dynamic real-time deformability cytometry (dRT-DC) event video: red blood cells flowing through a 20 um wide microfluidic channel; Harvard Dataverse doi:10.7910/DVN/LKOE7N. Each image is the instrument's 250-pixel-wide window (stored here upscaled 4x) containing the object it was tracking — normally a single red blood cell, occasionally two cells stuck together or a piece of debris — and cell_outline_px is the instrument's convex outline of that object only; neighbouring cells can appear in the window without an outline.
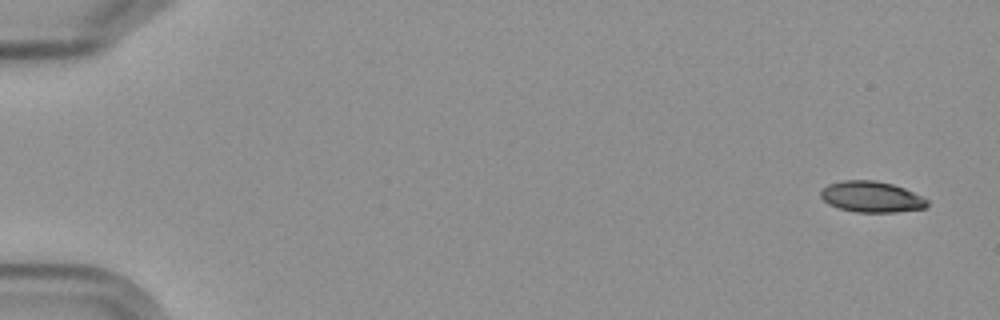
{"species": "Egyptian fruit bat (a non-hibernating species)", "species_latin": "Rousettus aegyptiacus", "temperature_condition": "cold", "stored_images_in_passage": 7, "camera_frame_rate_fps": 3000, "um_per_image_px": 0.085, "frame": {"image": 1, "passage_image": 1, "time_ms": 0.0, "image_size_px": [1000, 320], "cell_outline_px": [[928, 204], [924, 208], [896, 212], [856, 212], [840, 208], [828, 204], [820, 196], [820, 192], [828, 184], [844, 180], [876, 180], [892, 184], [904, 188], [924, 196], [928, 200]], "centroid_in_image_um": [74.1, 16.72], "position_along_channel_um": 10.9, "area_um2": 19.25}}
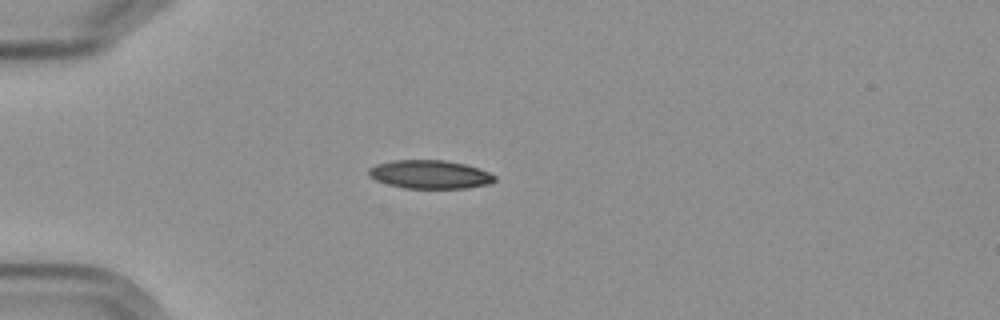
{"frame": {"image": 2, "passage_image": 5, "time_ms": 4.667, "image_size_px": [1000, 320], "cell_outline_px": [[496, 180], [488, 184], [464, 188], [404, 188], [388, 184], [376, 180], [368, 176], [368, 168], [376, 164], [392, 160], [444, 160], [464, 164], [488, 172], [496, 176]], "centroid_in_image_um": [36.5, 14.82], "position_along_channel_um": 48.5, "area_um2": 20.81}}
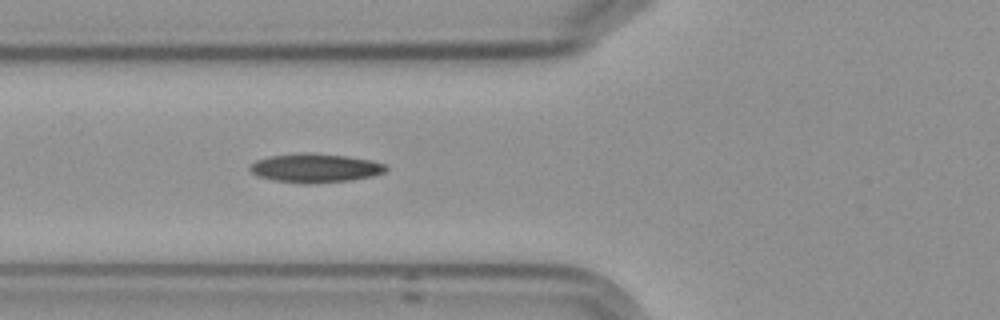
{"frame": {"image": 3, "passage_image": 7, "time_ms": 6.667, "image_size_px": [1000, 320], "cell_outline_px": [[388, 168], [384, 172], [372, 176], [348, 180], [308, 184], [272, 180], [256, 176], [248, 168], [256, 160], [268, 156], [308, 152], [348, 156], [368, 160], [384, 164]], "centroid_in_image_um": [26.74, 14.28], "position_along_channel_um": 99.1, "area_um2": 22.77}}